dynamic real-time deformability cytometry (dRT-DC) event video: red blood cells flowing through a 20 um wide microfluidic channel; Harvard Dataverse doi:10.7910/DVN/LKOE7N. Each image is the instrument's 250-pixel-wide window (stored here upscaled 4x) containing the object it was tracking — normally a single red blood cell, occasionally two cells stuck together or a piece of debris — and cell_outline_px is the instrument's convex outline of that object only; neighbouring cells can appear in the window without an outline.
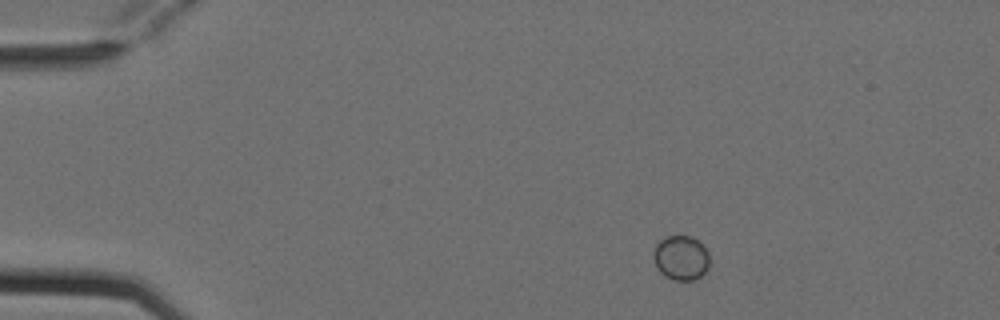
{"species": "Egyptian fruit bat (a non-hibernating species)", "species_latin": "Rousettus aegyptiacus", "temperature_condition": "cold", "stored_images_in_passage": 2, "camera_frame_rate_fps": 3000, "um_per_image_px": 0.085, "animal": {"sex": "female"}, "frame": {"image": 1, "passage_image": 1, "time_ms": 0.0, "image_size_px": [1000, 320], "cell_outline_px": [[708, 268], [700, 276], [692, 280], [676, 280], [664, 276], [660, 272], [652, 256], [656, 244], [660, 240], [668, 236], [692, 236], [708, 252]], "centroid_in_image_um": [57.86, 21.91], "position_along_channel_um": 27.1, "area_um2": 14.33}}